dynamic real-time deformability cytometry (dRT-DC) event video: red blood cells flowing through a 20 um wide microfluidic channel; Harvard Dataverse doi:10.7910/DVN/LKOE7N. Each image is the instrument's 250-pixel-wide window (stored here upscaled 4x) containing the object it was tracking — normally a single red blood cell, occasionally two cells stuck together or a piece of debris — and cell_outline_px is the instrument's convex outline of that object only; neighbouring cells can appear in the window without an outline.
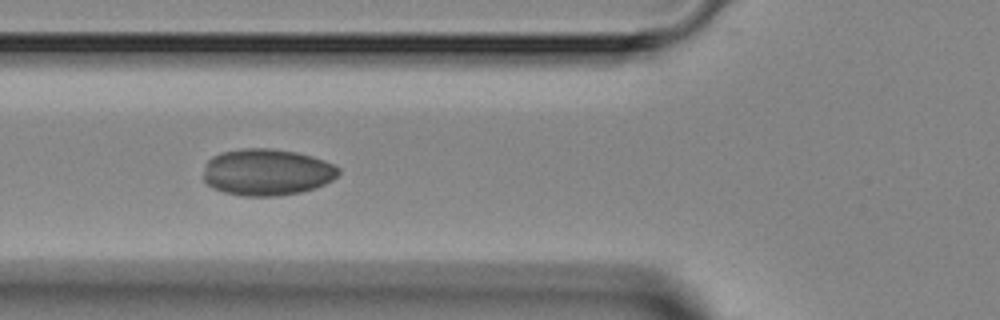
{"species": "Egyptian fruit bat (a non-hibernating species)", "species_latin": "Rousettus aegyptiacus", "temperature_condition": "room temperature", "stored_images_in_passage": 5, "camera_frame_rate_fps": 3000, "um_per_image_px": 0.085, "animal": {"sex": "female"}, "frame": {"image": 1, "passage_image": 5, "time_ms": 4.667, "image_size_px": [1000, 320], "cell_outline_px": [[340, 172], [332, 180], [316, 188], [300, 192], [276, 196], [240, 196], [224, 192], [212, 188], [204, 180], [204, 172], [208, 160], [212, 156], [220, 152], [240, 148], [272, 148], [296, 152], [312, 156], [324, 160], [340, 168]], "centroid_in_image_um": [22.68, 14.63], "position_along_channel_um": 103.1, "area_um2": 36.93}}